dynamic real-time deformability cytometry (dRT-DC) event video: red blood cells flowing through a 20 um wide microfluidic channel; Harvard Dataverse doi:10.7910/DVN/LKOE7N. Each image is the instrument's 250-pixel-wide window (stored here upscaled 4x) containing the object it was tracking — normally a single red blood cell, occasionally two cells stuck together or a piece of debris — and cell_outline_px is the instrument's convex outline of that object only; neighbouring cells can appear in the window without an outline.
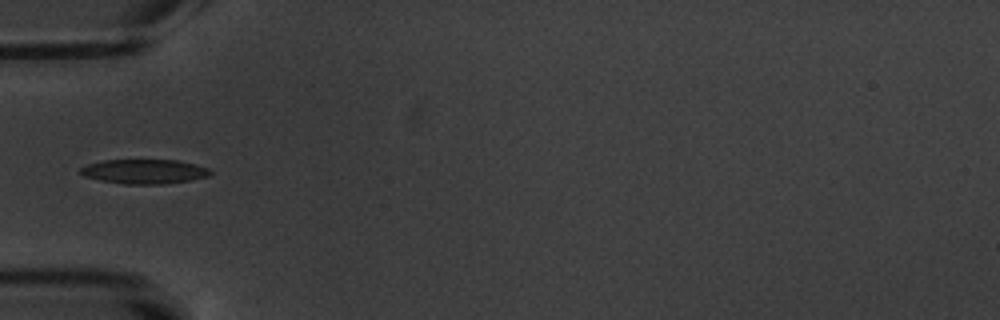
{"species": "common noctule bat (a hibernating species)", "species_latin": "Nyctalus noctula", "temperature_condition": "warm", "stored_images_in_passage": 11, "camera_frame_rate_fps": 3000, "um_per_image_px": 0.085, "animal": {"sex": "male", "body_mass_g": 20.1, "forearm_length_mm": 53.5}, "frame": {"image": 1, "passage_image": 1, "time_ms": 0.0, "image_size_px": [1000, 320], "cell_outline_px": [[212, 172], [208, 176], [192, 180], [164, 184], [124, 184], [100, 180], [84, 176], [80, 172], [80, 168], [88, 164], [104, 160], [176, 160], [208, 168]], "centroid_in_image_um": [12.25, 14.58], "position_along_channel_um": 72.7, "area_um2": 18.38}}
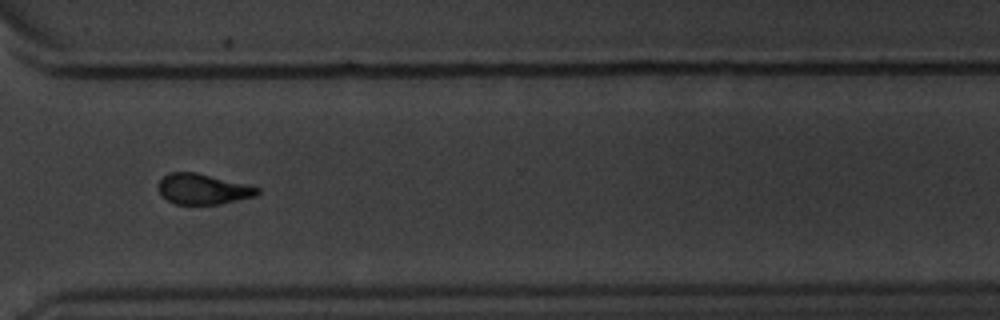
{"frame": {"image": 2, "passage_image": 8, "time_ms": 8.0, "image_size_px": [1000, 320], "cell_outline_px": [[260, 192], [256, 196], [216, 204], [176, 204], [160, 196], [156, 188], [156, 184], [168, 172], [196, 172], [260, 188]], "centroid_in_image_um": [17.17, 16.07], "position_along_channel_um": 353.4, "area_um2": 17.57}}
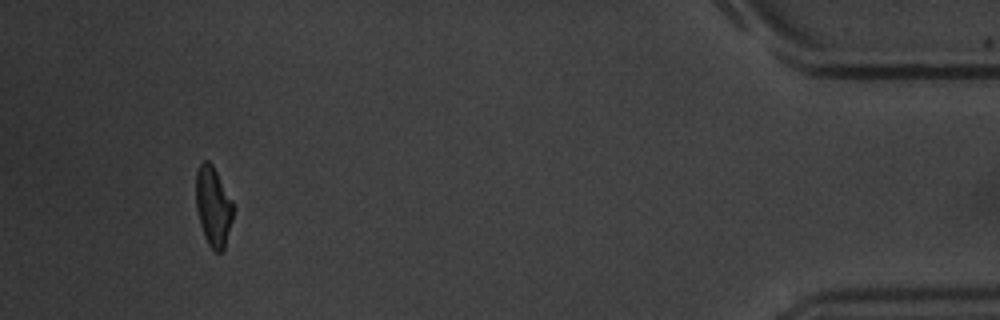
{"frame": {"image": 3, "passage_image": 11, "time_ms": 11.667, "image_size_px": [1000, 320], "cell_outline_px": [[232, 220], [224, 248], [220, 252], [216, 252], [208, 244], [204, 236], [200, 224], [196, 208], [196, 172], [200, 164], [204, 160], [208, 160], [212, 164], [232, 200]], "centroid_in_image_um": [18.1, 17.53], "position_along_channel_um": 417.1, "area_um2": 17.05}, "authors_computed_cell_mechanics": {"area_um2": 17.9758, "velocity_mm_per_s": 3.4962, "shape_relaxation_time_tau1_ms": 2.8009, "shape_relaxation_time_tau2_ms": 1.9434, "deformation_change_tau1": 0.1158, "deformation_change_tau2": 0.0894}}